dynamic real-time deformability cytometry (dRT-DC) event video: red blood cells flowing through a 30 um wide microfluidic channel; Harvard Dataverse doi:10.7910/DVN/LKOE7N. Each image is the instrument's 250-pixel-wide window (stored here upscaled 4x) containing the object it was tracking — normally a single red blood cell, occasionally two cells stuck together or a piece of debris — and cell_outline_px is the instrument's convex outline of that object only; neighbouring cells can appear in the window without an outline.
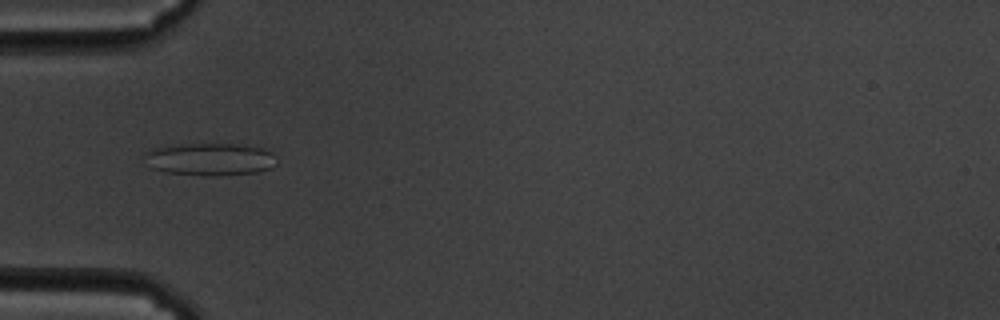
{"species": "common noctule bat (a hibernating species)", "species_latin": "Nyctalus noctula", "temperature_condition": "cold", "stored_images_in_passage": 58, "camera_frame_rate_fps": 3000, "um_per_image_px": 0.085, "animal": {"sex": "male", "body_mass_g": 19.5, "forearm_length_mm": 54.6}, "frame": {"image": 1, "passage_image": 19, "time_ms": 6.0, "image_size_px": [1000, 320], "cell_outline_px": [[276, 164], [272, 168], [256, 172], [216, 176], [200, 176], [164, 172], [152, 168], [144, 152], [156, 148], [172, 144], [236, 144], [264, 148], [272, 152]], "centroid_in_image_um": [17.87, 13.54], "position_along_channel_um": 67.1, "area_um2": 25.09}}
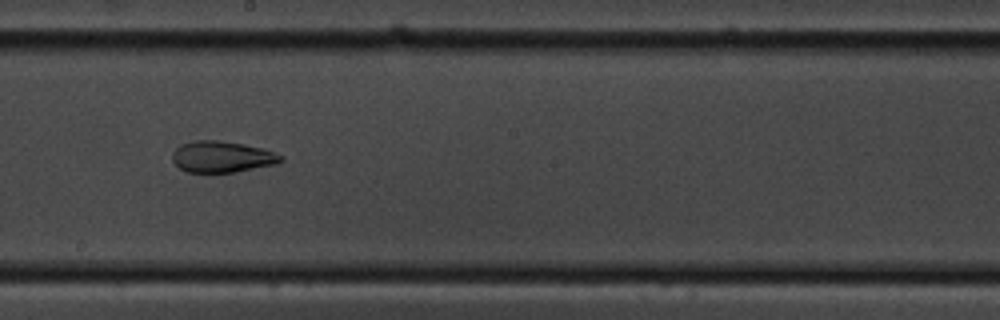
{"frame": {"image": 2, "passage_image": 33, "time_ms": 10.667, "image_size_px": [1000, 320], "cell_outline_px": [[284, 160], [276, 164], [236, 172], [188, 172], [180, 168], [172, 160], [172, 152], [180, 144], [196, 140], [216, 140], [244, 144], [264, 148], [284, 156]], "centroid_in_image_um": [18.89, 13.32], "position_along_channel_um": 229.3, "area_um2": 19.88}}
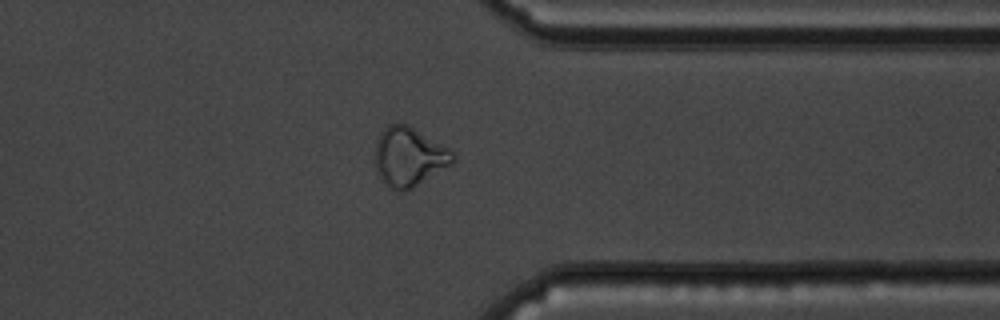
{"frame": {"image": 3, "passage_image": 46, "time_ms": 15.0, "image_size_px": [1000, 320], "cell_outline_px": [[456, 160], [452, 164], [412, 188], [404, 192], [396, 192], [380, 176], [376, 168], [376, 140], [384, 128], [388, 124], [408, 124], [448, 148], [456, 156]], "centroid_in_image_um": [34.78, 13.32], "position_along_channel_um": 376.6, "area_um2": 26.47}, "authors_computed_cell_mechanics": {"area_um2": 25.7499, "velocity_mm_per_s": 3.4832, "shape_relaxation_time_tau1_ms": null, "shape_relaxation_time_tau2_ms": 3.7717, "deformation_change_tau1": null, "deformation_change_tau2": 0.0956}}